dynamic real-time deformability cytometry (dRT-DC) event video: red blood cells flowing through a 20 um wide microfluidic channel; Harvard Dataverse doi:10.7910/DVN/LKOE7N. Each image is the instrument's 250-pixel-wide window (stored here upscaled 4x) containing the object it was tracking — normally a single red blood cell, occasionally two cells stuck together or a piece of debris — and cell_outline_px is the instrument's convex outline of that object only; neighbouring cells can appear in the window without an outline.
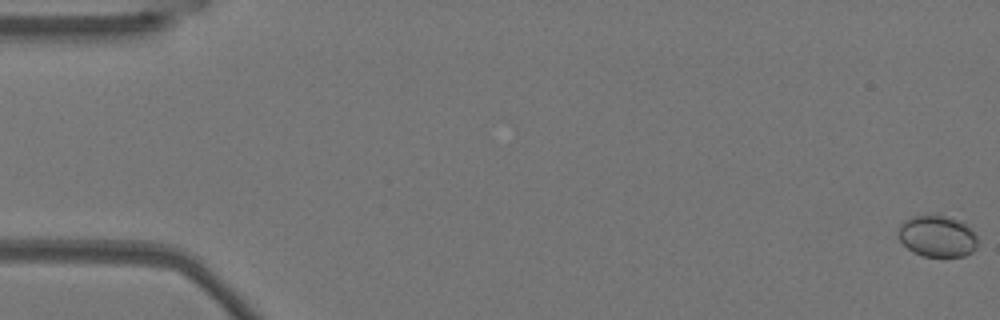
{"species": "Egyptian fruit bat (a non-hibernating species)", "species_latin": "Rousettus aegyptiacus", "temperature_condition": "warm", "stored_images_in_passage": 56, "segment_of_instrument_passage": [1, 2], "camera_frame_rate_fps": 3000, "um_per_image_px": 0.085, "animal": {"sex": "female"}, "frame": {"image": 1, "passage_image": 1, "time_ms": 0.0, "image_size_px": [1000, 320], "cell_outline_px": [[976, 248], [972, 252], [964, 256], [924, 256], [912, 252], [900, 240], [896, 232], [900, 224], [904, 220], [912, 216], [944, 216], [956, 220], [964, 224], [976, 236]], "centroid_in_image_um": [79.61, 20.09], "position_along_channel_um": 5.4, "area_um2": 18.84}}
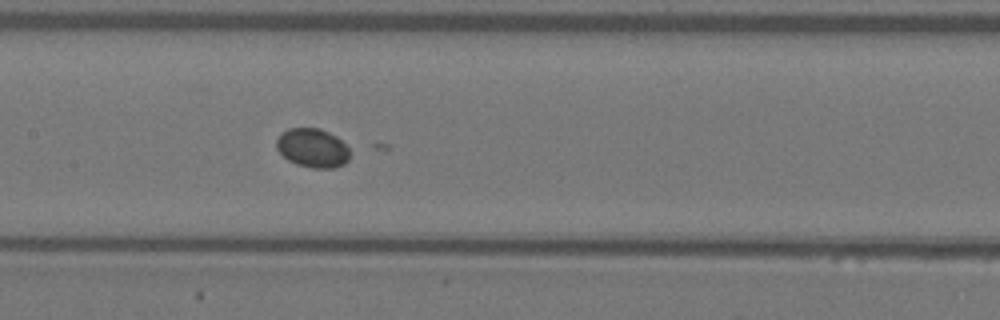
{"frame": {"image": 2, "passage_image": 27, "time_ms": 8.667, "image_size_px": [1000, 320], "cell_outline_px": [[348, 160], [344, 164], [332, 168], [312, 168], [296, 164], [288, 160], [276, 148], [276, 140], [280, 132], [288, 128], [320, 128], [336, 136], [348, 148]], "centroid_in_image_um": [26.53, 12.57], "position_along_channel_um": 180.9, "area_um2": 16.65}}
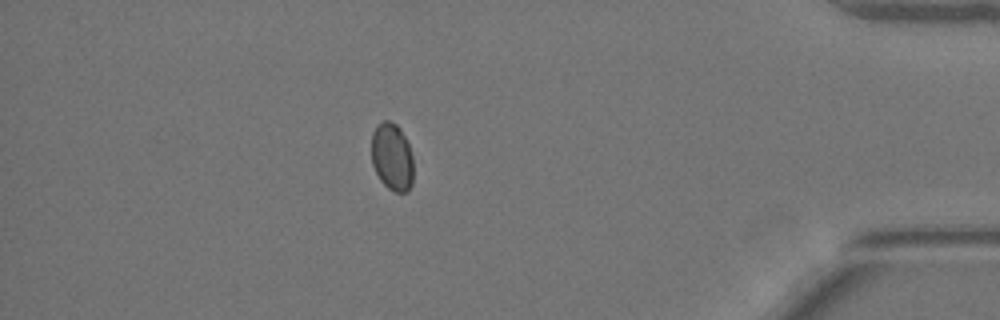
{"frame": {"image": 3, "passage_image": 48, "time_ms": 15.667, "image_size_px": [1000, 320], "cell_outline_px": [[412, 184], [408, 192], [396, 192], [388, 188], [380, 180], [372, 164], [372, 132], [384, 120], [388, 120], [396, 124], [400, 128], [408, 144], [412, 156]], "centroid_in_image_um": [33.32, 13.35], "position_along_channel_um": 401.9, "area_um2": 16.36}}